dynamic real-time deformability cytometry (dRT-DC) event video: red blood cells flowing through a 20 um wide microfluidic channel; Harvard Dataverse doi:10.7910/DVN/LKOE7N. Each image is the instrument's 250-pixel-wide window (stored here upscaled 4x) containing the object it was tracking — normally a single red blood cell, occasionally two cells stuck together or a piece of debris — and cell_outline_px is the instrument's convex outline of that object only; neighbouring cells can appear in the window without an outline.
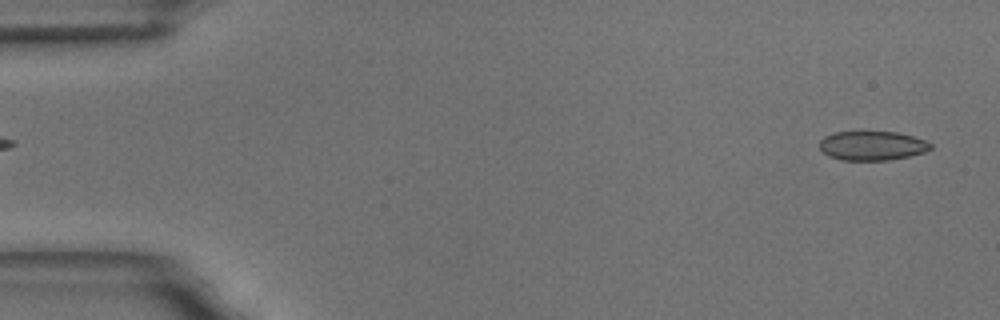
{"species": "common noctule bat (a hibernating species)", "species_latin": "Nyctalus noctula", "temperature_condition": "room temperature", "stored_images_in_passage": 56, "camera_frame_rate_fps": 3000, "um_per_image_px": 0.085, "animal": {"sex": "male", "body_mass_g": 18.8}, "frame": {"image": 1, "passage_image": 2, "time_ms": 0.333, "image_size_px": [1000, 320], "cell_outline_px": [[932, 148], [924, 152], [908, 156], [888, 160], [840, 160], [828, 156], [820, 148], [820, 140], [824, 136], [836, 132], [896, 132], [912, 136], [924, 140], [932, 144]], "centroid_in_image_um": [74.12, 12.39], "position_along_channel_um": 10.9, "area_um2": 18.79}}
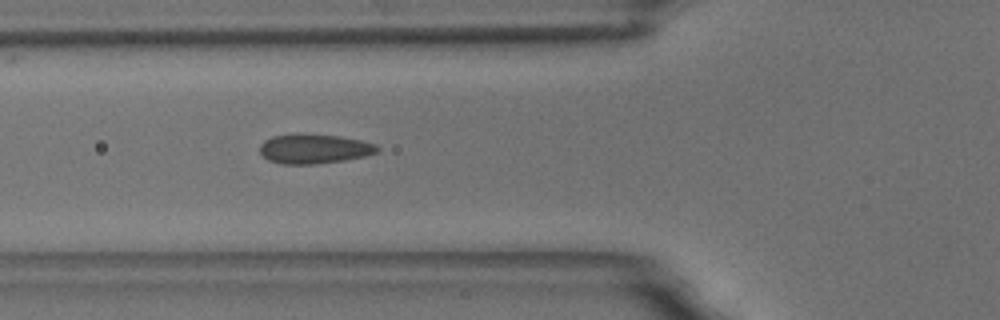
{"frame": {"image": 2, "passage_image": 20, "time_ms": 6.333, "image_size_px": [1000, 320], "cell_outline_px": [[380, 148], [376, 152], [364, 156], [344, 160], [316, 164], [280, 164], [268, 160], [260, 152], [260, 144], [264, 140], [272, 136], [296, 132], [300, 132], [340, 136], [360, 140], [376, 144]], "centroid_in_image_um": [26.66, 12.62], "position_along_channel_um": 99.1, "area_um2": 20.58}}
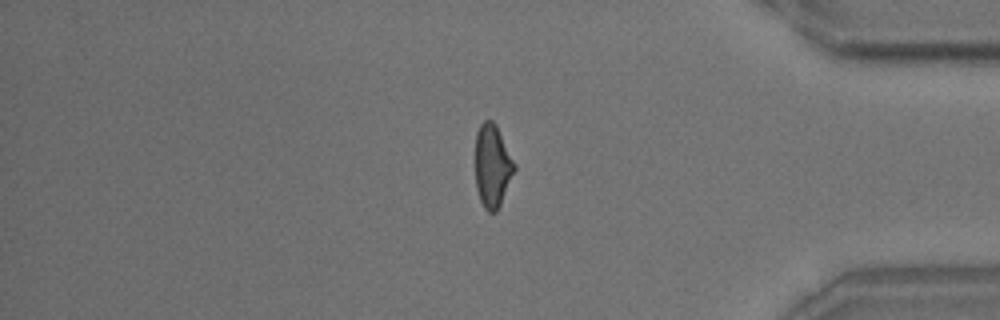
{"frame": {"image": 3, "passage_image": 47, "time_ms": 15.333, "image_size_px": [1000, 320], "cell_outline_px": [[516, 168], [500, 204], [496, 212], [488, 212], [484, 208], [480, 200], [476, 188], [476, 132], [480, 124], [484, 120], [492, 120], [496, 124], [516, 164]], "centroid_in_image_um": [41.85, 14.08], "position_along_channel_um": 393.3, "area_um2": 18.84}, "authors_computed_cell_mechanics": {"area_um2": 19.5942, "velocity_mm_per_s": 3.5518, "shape_relaxation_time_tau1_ms": 7.2665, "shape_relaxation_time_tau2_ms": 1.0566, "deformation_change_tau1": 0.1387, "deformation_change_tau2": 0.064}}